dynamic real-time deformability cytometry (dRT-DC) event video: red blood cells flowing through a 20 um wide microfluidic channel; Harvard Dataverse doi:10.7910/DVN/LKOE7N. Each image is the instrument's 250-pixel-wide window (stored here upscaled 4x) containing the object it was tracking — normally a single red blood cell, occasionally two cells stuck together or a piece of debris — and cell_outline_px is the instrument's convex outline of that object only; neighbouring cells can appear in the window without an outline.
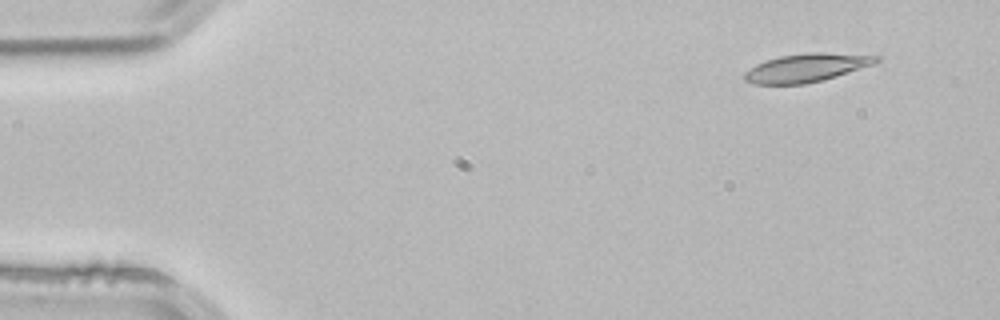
{"species": "common noctule bat (a hibernating species)", "species_latin": "Nyctalus noctula", "temperature_condition": "room temperature", "stored_images_in_passage": 3, "segment_of_instrument_passage": [2, 2], "camera_frame_rate_fps": 3000, "um_per_image_px": 0.085, "animal": {"sex": "male", "body_mass_g": 21.5, "forearm_length_mm": 52.0}, "frame": {"image": 1, "passage_image": 3, "time_ms": 0.667, "image_size_px": [1000, 320], "cell_outline_px": [[880, 60], [876, 64], [824, 80], [804, 84], [752, 84], [744, 80], [744, 72], [756, 64], [764, 60], [780, 56], [812, 52], [824, 52], [880, 56]], "centroid_in_image_um": [68.56, 5.76], "position_along_channel_um": 16.4, "area_um2": 21.96}}